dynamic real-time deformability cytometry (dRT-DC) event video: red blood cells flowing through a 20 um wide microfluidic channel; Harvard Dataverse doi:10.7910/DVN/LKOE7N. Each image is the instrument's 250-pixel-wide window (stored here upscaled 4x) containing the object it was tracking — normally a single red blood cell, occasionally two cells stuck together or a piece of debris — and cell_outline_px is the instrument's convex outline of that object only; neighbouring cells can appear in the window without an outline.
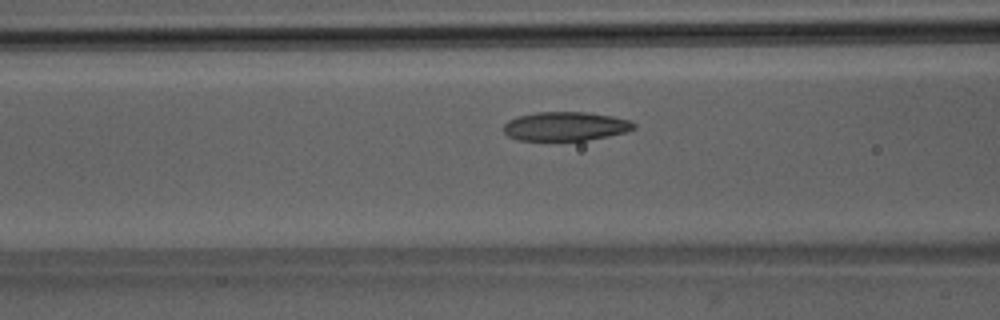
{"species": "Egyptian fruit bat (a non-hibernating species)", "species_latin": "Rousettus aegyptiacus", "temperature_condition": "room temperature", "stored_images_in_passage": 37, "camera_frame_rate_fps": 3000, "um_per_image_px": 0.085, "animal": {"sex": "male"}, "frame": {"image": 1, "passage_image": 7, "time_ms": 2.0, "image_size_px": [1000, 320], "cell_outline_px": [[636, 128], [628, 132], [588, 140], [516, 140], [508, 136], [504, 132], [504, 124], [508, 120], [516, 116], [536, 112], [584, 112], [612, 116], [632, 120], [636, 124]], "centroid_in_image_um": [48.09, 10.73], "position_along_channel_um": 118.5, "area_um2": 22.2}}
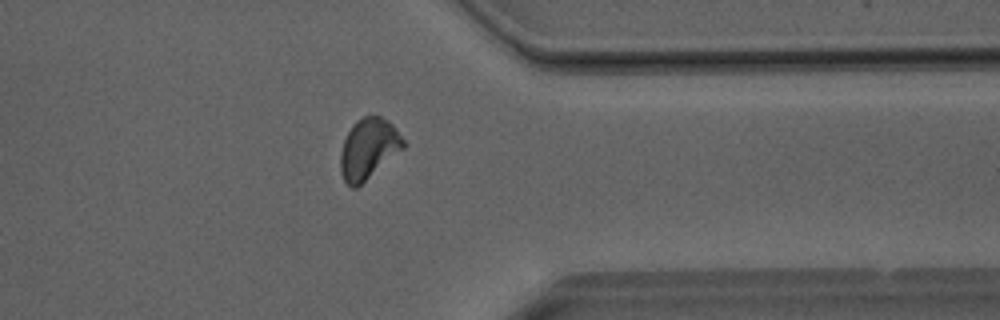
{"frame": {"image": 2, "passage_image": 27, "time_ms": 8.667, "image_size_px": [1000, 320], "cell_outline_px": [[404, 148], [356, 188], [352, 188], [344, 180], [340, 172], [340, 152], [344, 140], [348, 132], [356, 120], [364, 116], [380, 116], [388, 120], [392, 124], [404, 140]], "centroid_in_image_um": [31.3, 12.64], "position_along_channel_um": 380.1, "area_um2": 21.96}}
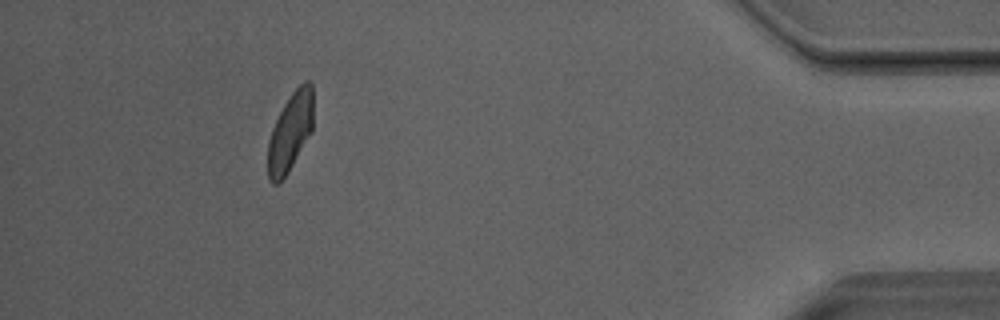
{"frame": {"image": 3, "passage_image": 33, "time_ms": 10.667, "image_size_px": [1000, 320], "cell_outline_px": [[312, 132], [288, 172], [276, 184], [272, 184], [268, 180], [268, 140], [272, 128], [284, 104], [292, 92], [304, 80], [308, 80], [312, 84]], "centroid_in_image_um": [24.67, 11.22], "position_along_channel_um": 410.5, "area_um2": 20.63}, "authors_computed_cell_mechanics": {"area_um2": 21.4438, "velocity_mm_per_s": 4.0316, "shape_relaxation_time_tau1_ms": 5.1657, "shape_relaxation_time_tau2_ms": 1.6598, "deformation_change_tau1": 0.1642, "deformation_change_tau2": 0.0684}}